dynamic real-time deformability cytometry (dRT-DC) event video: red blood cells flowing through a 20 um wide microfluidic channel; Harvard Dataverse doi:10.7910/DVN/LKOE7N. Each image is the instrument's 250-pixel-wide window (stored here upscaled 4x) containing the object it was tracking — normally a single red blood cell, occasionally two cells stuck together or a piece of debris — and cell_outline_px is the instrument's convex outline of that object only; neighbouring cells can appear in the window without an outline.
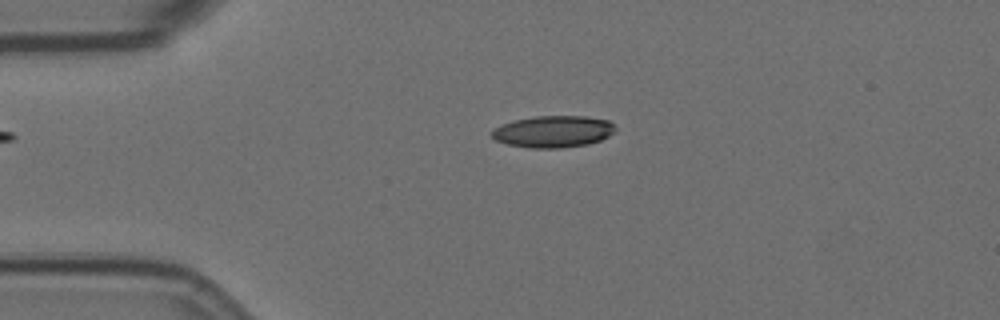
{"species": "Egyptian fruit bat (a non-hibernating species)", "species_latin": "Rousettus aegyptiacus", "temperature_condition": "room temperature", "stored_images_in_passage": 45, "camera_frame_rate_fps": 3000, "um_per_image_px": 0.085, "animal": {"sex": "female"}, "frame": {"image": 1, "passage_image": 1, "time_ms": 0.0, "image_size_px": [1000, 320], "cell_outline_px": [[616, 132], [600, 140], [588, 144], [564, 148], [528, 148], [508, 144], [496, 140], [492, 136], [492, 132], [496, 128], [504, 124], [516, 120], [536, 116], [584, 116], [608, 120], [616, 128]], "centroid_in_image_um": [47.07, 11.19], "position_along_channel_um": 37.9, "area_um2": 22.72}}
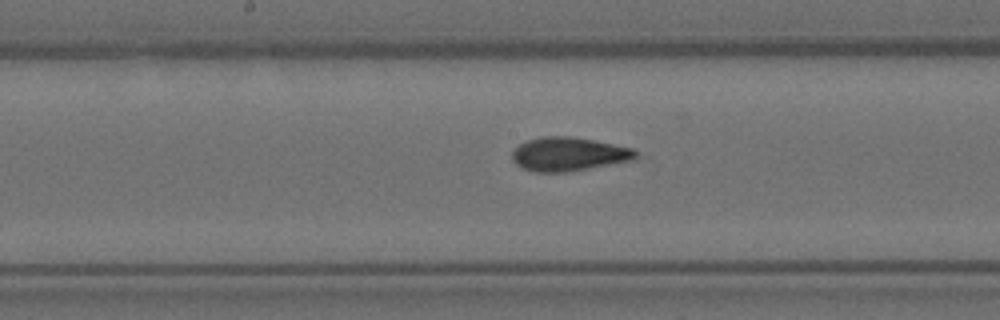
{"frame": {"image": 2, "passage_image": 17, "time_ms": 5.333, "image_size_px": [1000, 320], "cell_outline_px": [[636, 156], [632, 160], [568, 172], [536, 172], [524, 168], [516, 164], [512, 160], [512, 152], [520, 144], [528, 140], [544, 136], [568, 136], [592, 140], [632, 148], [636, 152]], "centroid_in_image_um": [48.3, 13.1], "position_along_channel_um": 199.9, "area_um2": 23.93}}
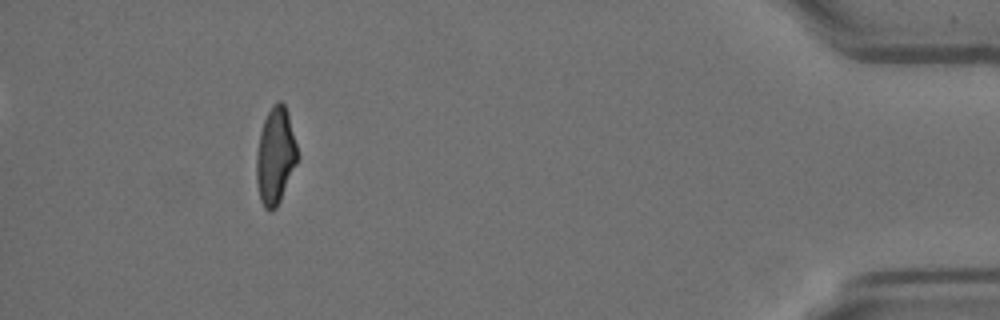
{"frame": {"image": 3, "passage_image": 40, "time_ms": 13.0, "image_size_px": [1000, 320], "cell_outline_px": [[300, 156], [280, 200], [276, 208], [272, 212], [268, 212], [264, 208], [260, 200], [256, 180], [256, 156], [260, 132], [264, 120], [272, 104], [280, 100], [284, 104], [288, 112]], "centroid_in_image_um": [23.41, 13.26], "position_along_channel_um": 411.8, "area_um2": 23.41}, "authors_computed_cell_mechanics": {"area_um2": 23.5246, "velocity_mm_per_s": 3.5997, "shape_relaxation_time_tau1_ms": 7.6795, "shape_relaxation_time_tau2_ms": 1.4531, "deformation_change_tau1": 0.2207, "deformation_change_tau2": 0.0805}}